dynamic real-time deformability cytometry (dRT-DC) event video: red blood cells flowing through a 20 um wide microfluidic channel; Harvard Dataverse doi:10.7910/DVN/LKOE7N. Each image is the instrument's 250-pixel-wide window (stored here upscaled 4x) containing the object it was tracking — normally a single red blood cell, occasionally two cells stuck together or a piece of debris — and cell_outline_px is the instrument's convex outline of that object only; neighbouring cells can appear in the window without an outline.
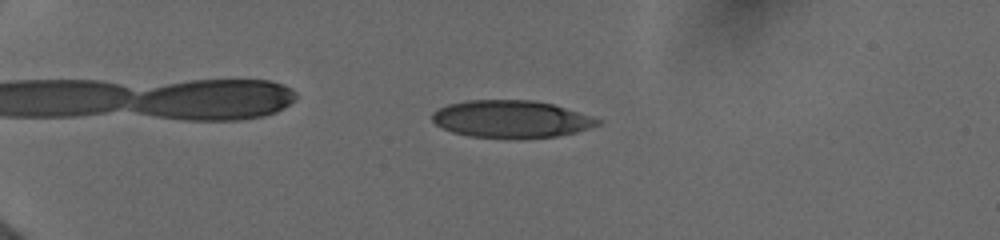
{"species": "human", "species_latin": "Homo sapiens", "temperature_condition": "cold", "stored_images_in_passage": 46, "camera_frame_rate_fps": 3000, "um_per_image_px": 0.085, "donor": {"sex": "female"}, "frame": {"image": 1, "passage_image": 11, "time_ms": 4.333, "image_size_px": [1000, 240], "cell_outline_px": [[600, 124], [576, 132], [556, 136], [520, 140], [504, 140], [468, 136], [452, 132], [440, 128], [432, 120], [432, 112], [448, 104], [468, 100], [532, 100], [552, 104], [600, 120]], "centroid_in_image_um": [43.37, 10.16], "position_along_channel_um": 41.6, "area_um2": 36.41}}
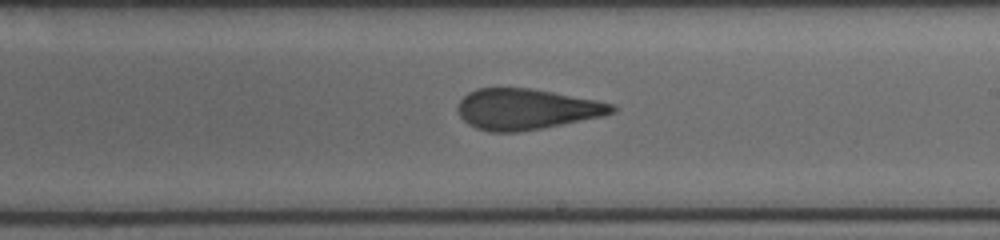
{"frame": {"image": 2, "passage_image": 30, "time_ms": 11.0, "image_size_px": [1000, 240], "cell_outline_px": [[616, 112], [604, 116], [540, 128], [516, 132], [488, 132], [476, 128], [468, 124], [460, 116], [456, 108], [460, 100], [468, 92], [476, 88], [528, 88], [552, 92], [596, 100], [616, 104]], "centroid_in_image_um": [44.73, 9.28], "position_along_channel_um": 244.3, "area_um2": 36.59}}
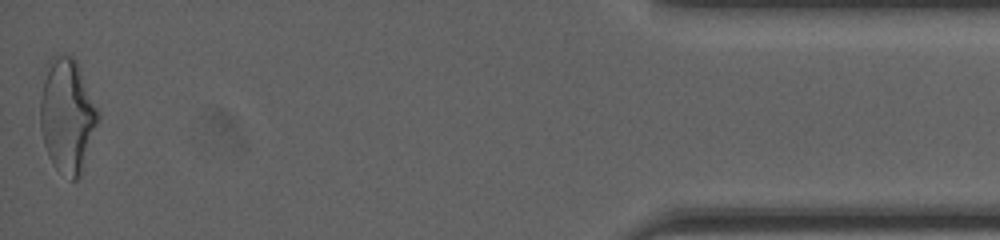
{"frame": {"image": 3, "passage_image": 46, "time_ms": 17.333, "image_size_px": [1000, 240], "cell_outline_px": [[100, 116], [80, 176], [76, 180], [72, 180], [56, 168], [52, 164], [48, 156], [44, 144], [40, 128], [40, 100], [44, 64], [52, 56], [72, 56], [76, 60], [100, 112]], "centroid_in_image_um": [5.69, 9.79], "position_along_channel_um": 429.5, "area_um2": 38.73}, "authors_computed_cell_mechanics": {"area_um2": 36.6452, "velocity_mm_per_s": 3.9898, "shape_relaxation_time_tau1_ms": 10.7034, "shape_relaxation_time_tau2_ms": 1.6946, "deformation_change_tau1": 0.2558, "deformation_change_tau2": 0.1078}}